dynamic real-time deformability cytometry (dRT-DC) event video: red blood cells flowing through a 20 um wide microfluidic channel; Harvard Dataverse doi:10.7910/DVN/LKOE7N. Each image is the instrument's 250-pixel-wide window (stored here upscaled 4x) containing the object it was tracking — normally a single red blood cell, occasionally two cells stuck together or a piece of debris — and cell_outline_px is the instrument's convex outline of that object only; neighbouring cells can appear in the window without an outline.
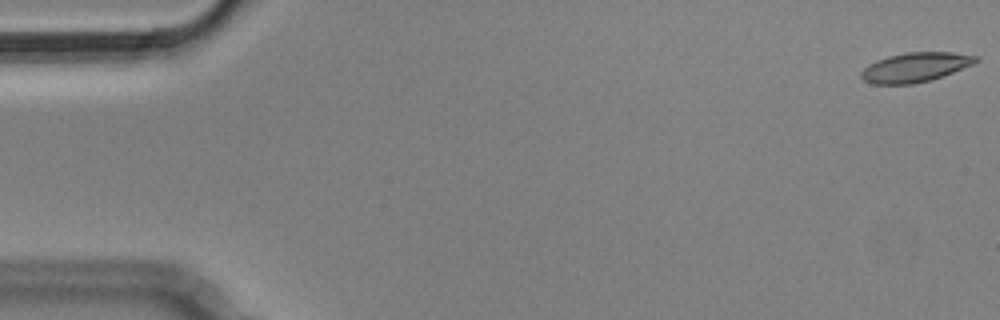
{"species": "Egyptian fruit bat (a non-hibernating species)", "species_latin": "Rousettus aegyptiacus", "temperature_condition": "cold", "stored_images_in_passage": 5, "camera_frame_rate_fps": 3000, "um_per_image_px": 0.085, "animal": {"sex": "male"}, "frame": {"image": 1, "passage_image": 1, "time_ms": 0.0, "image_size_px": [1000, 320], "cell_outline_px": [[980, 60], [972, 64], [952, 72], [928, 80], [912, 84], [872, 84], [864, 80], [860, 76], [860, 72], [868, 64], [876, 60], [888, 56], [904, 52], [952, 52], [976, 56]], "centroid_in_image_um": [77.74, 5.71], "position_along_channel_um": 7.3, "area_um2": 19.48}}